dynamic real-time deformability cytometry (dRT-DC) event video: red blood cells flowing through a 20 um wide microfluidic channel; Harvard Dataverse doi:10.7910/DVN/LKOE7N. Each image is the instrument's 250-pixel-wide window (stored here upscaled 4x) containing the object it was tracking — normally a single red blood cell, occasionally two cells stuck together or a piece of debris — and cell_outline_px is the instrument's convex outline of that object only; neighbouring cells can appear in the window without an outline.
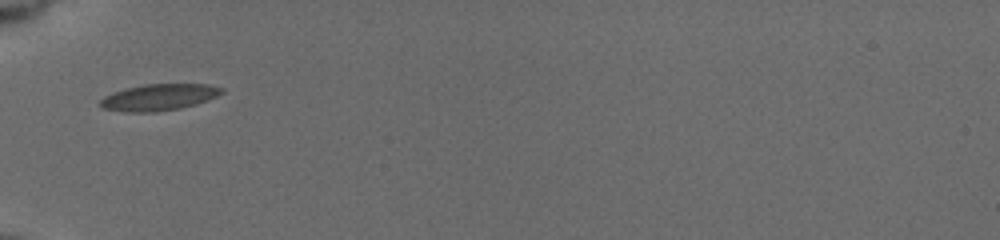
{"species": "common noctule bat (a hibernating species)", "species_latin": "Nyctalus noctula", "temperature_condition": "cold", "stored_images_in_passage": 36, "camera_frame_rate_fps": 3000, "um_per_image_px": 0.085, "animal": {"sex": "female", "body_mass_g": 19.5, "forearm_length_mm": 54.1}, "frame": {"image": 1, "passage_image": 1, "time_ms": 0.0, "image_size_px": [1000, 240], "cell_outline_px": [[224, 92], [216, 96], [196, 104], [180, 108], [156, 112], [128, 112], [100, 108], [100, 100], [104, 96], [112, 92], [124, 88], [144, 84], [208, 84], [224, 88]], "centroid_in_image_um": [13.48, 8.26], "position_along_channel_um": 71.5, "area_um2": 18.84}}
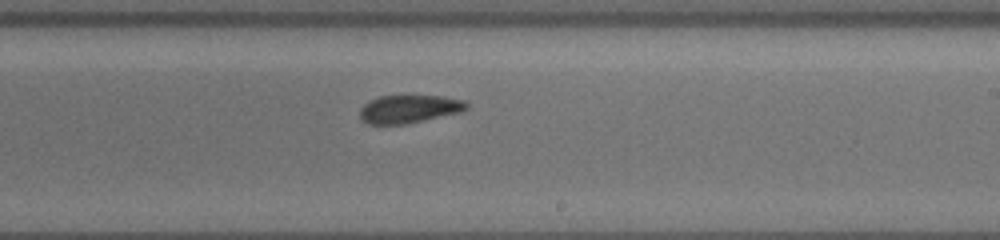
{"frame": {"image": 2, "passage_image": 16, "time_ms": 5.0, "image_size_px": [1000, 240], "cell_outline_px": [[468, 108], [460, 112], [408, 124], [368, 124], [360, 120], [360, 108], [364, 104], [380, 96], [440, 96], [464, 100], [468, 104]], "centroid_in_image_um": [34.76, 9.27], "position_along_channel_um": 254.2, "area_um2": 17.4}}
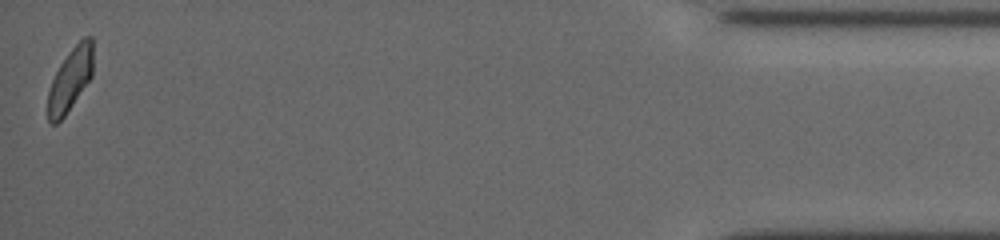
{"frame": {"image": 3, "passage_image": 36, "time_ms": 11.667, "image_size_px": [1000, 240], "cell_outline_px": [[92, 76], [64, 116], [56, 124], [52, 124], [48, 120], [48, 92], [52, 80], [60, 64], [68, 52], [84, 36], [92, 36]], "centroid_in_image_um": [5.96, 6.75], "position_along_channel_um": 429.2, "area_um2": 16.3}, "authors_computed_cell_mechanics": {"area_um2": 17.5712, "velocity_mm_per_s": 3.7232, "shape_relaxation_time_tau1_ms": 6.3411, "shape_relaxation_time_tau2_ms": 2.2842, "deformation_change_tau1": 0.1163, "deformation_change_tau2": 0.071}}